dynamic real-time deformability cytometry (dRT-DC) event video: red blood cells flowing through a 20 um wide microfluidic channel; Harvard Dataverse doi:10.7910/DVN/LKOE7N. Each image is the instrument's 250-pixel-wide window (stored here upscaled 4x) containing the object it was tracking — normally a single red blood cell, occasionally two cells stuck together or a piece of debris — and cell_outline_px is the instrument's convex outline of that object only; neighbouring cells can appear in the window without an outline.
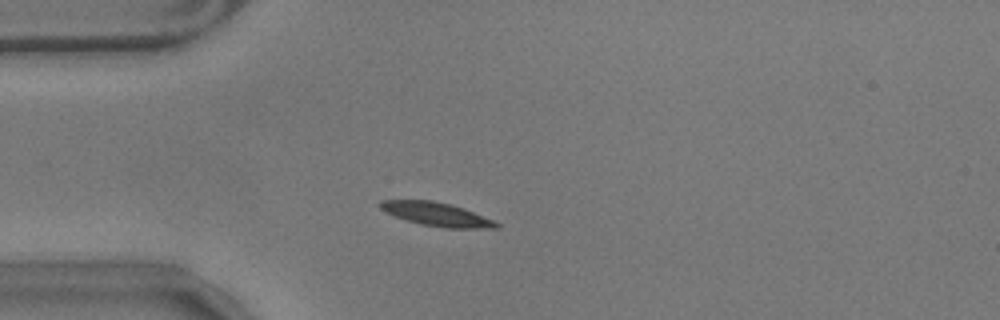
{"species": "common noctule bat (a hibernating species)", "species_latin": "Nyctalus noctula", "temperature_condition": "warm", "stored_images_in_passage": 44, "camera_frame_rate_fps": 3000, "um_per_image_px": 0.085, "animal": {"sex": "male", "body_mass_g": 17.9}, "frame": {"image": 1, "passage_image": 1, "time_ms": 0.0, "image_size_px": [1000, 320], "cell_outline_px": [[500, 228], [444, 228], [420, 224], [384, 212], [380, 208], [380, 204], [384, 200], [432, 200], [452, 204], [464, 208], [492, 220], [500, 224]], "centroid_in_image_um": [37.13, 18.21], "position_along_channel_um": 47.9, "area_um2": 15.84}}
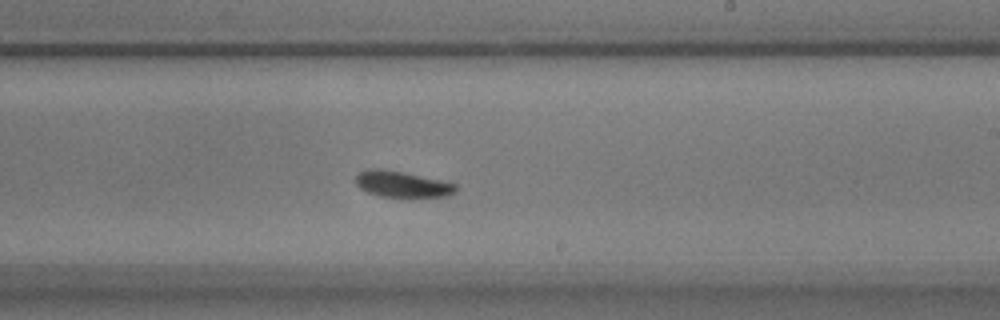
{"frame": {"image": 2, "passage_image": 20, "time_ms": 6.333, "image_size_px": [1000, 320], "cell_outline_px": [[456, 192], [448, 196], [380, 196], [368, 192], [360, 188], [356, 184], [356, 176], [360, 172], [368, 168], [380, 168], [404, 172], [440, 180], [456, 184]], "centroid_in_image_um": [34.16, 15.64], "position_along_channel_um": 254.8, "area_um2": 14.97}}
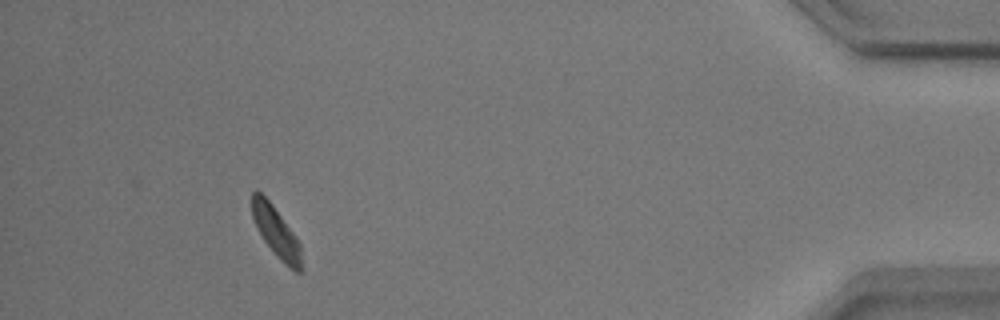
{"frame": {"image": 3, "passage_image": 39, "time_ms": 12.667, "image_size_px": [1000, 320], "cell_outline_px": [[304, 268], [300, 272], [296, 272], [284, 264], [276, 256], [264, 240], [252, 216], [252, 192], [256, 188], [272, 204], [292, 232], [300, 244]], "centroid_in_image_um": [23.5, 19.76], "position_along_channel_um": 411.7, "area_um2": 14.39}, "authors_computed_cell_mechanics": {"area_um2": 15.1725, "velocity_mm_per_s": 3.4668, "shape_relaxation_time_tau1_ms": 2.9956, "shape_relaxation_time_tau2_ms": 1.886, "deformation_change_tau1": 0.1316, "deformation_change_tau2": 0.0879}}